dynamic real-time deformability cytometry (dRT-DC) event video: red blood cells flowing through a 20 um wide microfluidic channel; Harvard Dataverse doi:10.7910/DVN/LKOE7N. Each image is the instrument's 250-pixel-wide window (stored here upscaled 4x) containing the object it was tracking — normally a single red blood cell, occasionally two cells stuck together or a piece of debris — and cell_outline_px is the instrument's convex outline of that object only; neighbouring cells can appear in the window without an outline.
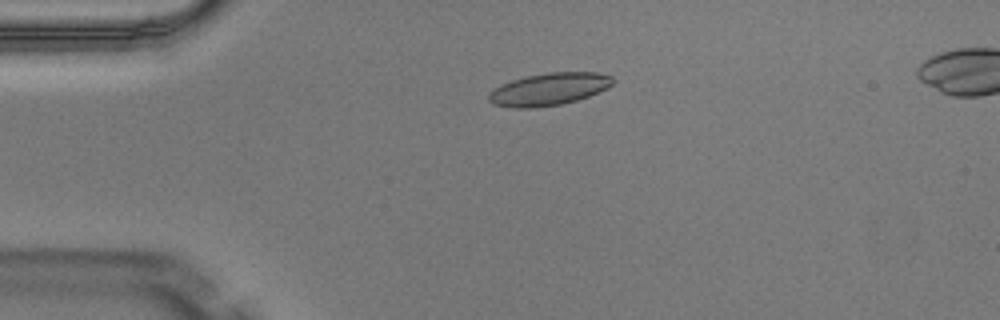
{"species": "Egyptian fruit bat (a non-hibernating species)", "species_latin": "Rousettus aegyptiacus", "temperature_condition": "warm", "stored_images_in_passage": 6, "camera_frame_rate_fps": 3000, "um_per_image_px": 0.085, "animal": {"sex": "male"}, "frame": {"image": 1, "passage_image": 4, "time_ms": 1.0, "image_size_px": [1000, 320], "cell_outline_px": [[612, 84], [608, 88], [588, 96], [576, 100], [560, 104], [536, 108], [512, 108], [492, 104], [488, 100], [488, 92], [512, 80], [528, 76], [548, 72], [600, 72], [612, 76]], "centroid_in_image_um": [46.65, 7.58], "position_along_channel_um": 38.3, "area_um2": 23.35}}